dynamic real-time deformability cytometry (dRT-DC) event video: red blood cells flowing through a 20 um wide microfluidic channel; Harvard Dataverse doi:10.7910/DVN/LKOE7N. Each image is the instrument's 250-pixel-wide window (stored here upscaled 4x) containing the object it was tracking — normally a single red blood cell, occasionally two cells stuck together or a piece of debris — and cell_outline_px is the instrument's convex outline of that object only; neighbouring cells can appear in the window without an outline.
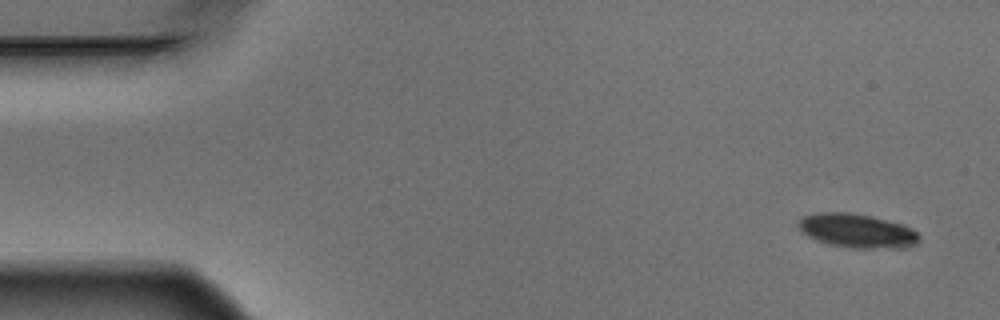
{"species": "Egyptian fruit bat (a non-hibernating species)", "species_latin": "Rousettus aegyptiacus", "temperature_condition": "warm", "stored_images_in_passage": 5, "segment_of_instrument_passage": [1, 2], "camera_frame_rate_fps": 3000, "um_per_image_px": 0.085, "animal": {"sex": "male"}, "frame": {"image": 1, "passage_image": 1, "time_ms": 0.0, "image_size_px": [1000, 320], "cell_outline_px": [[920, 240], [916, 244], [872, 248], [852, 248], [832, 244], [816, 240], [808, 236], [796, 224], [804, 216], [820, 212], [852, 212], [872, 216], [900, 224], [916, 232], [920, 236]], "centroid_in_image_um": [72.79, 19.59], "position_along_channel_um": 12.2, "area_um2": 23.24}}